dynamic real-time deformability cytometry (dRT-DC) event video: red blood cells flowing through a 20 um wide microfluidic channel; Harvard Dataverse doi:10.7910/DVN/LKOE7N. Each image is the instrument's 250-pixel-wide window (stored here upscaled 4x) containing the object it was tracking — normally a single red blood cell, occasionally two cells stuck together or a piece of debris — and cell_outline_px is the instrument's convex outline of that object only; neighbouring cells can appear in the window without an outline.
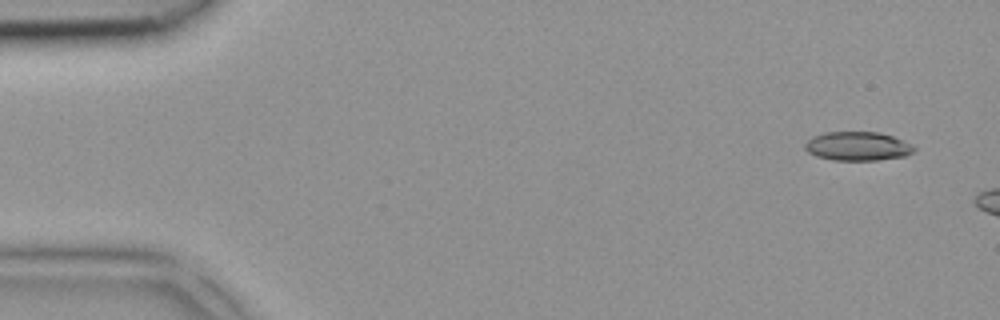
{"species": "common noctule bat (a hibernating species)", "species_latin": "Nyctalus noctula", "temperature_condition": "room temperature", "stored_images_in_passage": 2, "camera_frame_rate_fps": 3000, "um_per_image_px": 0.085, "animal": {"sex": "female", "body_mass_g": 18.4}, "frame": {"image": 1, "passage_image": 1, "time_ms": 0.0, "image_size_px": [1000, 320], "cell_outline_px": [[916, 148], [912, 152], [904, 156], [880, 160], [832, 160], [816, 156], [808, 152], [804, 148], [804, 144], [812, 136], [824, 132], [880, 132], [892, 136], [912, 144]], "centroid_in_image_um": [72.88, 12.42], "position_along_channel_um": 12.1, "area_um2": 18.44}}